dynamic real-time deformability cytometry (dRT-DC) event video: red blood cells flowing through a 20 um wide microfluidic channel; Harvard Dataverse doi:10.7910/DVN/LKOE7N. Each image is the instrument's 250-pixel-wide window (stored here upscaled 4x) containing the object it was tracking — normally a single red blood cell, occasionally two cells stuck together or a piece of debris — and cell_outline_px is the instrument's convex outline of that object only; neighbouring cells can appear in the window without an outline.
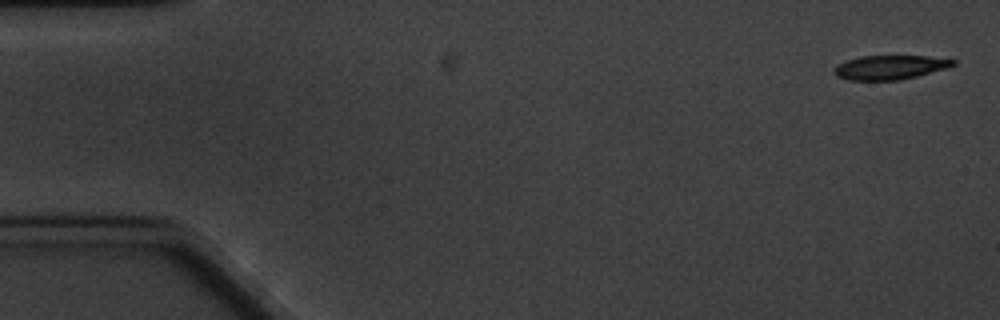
{"species": "common noctule bat (a hibernating species)", "species_latin": "Nyctalus noctula", "temperature_condition": "cold", "stored_images_in_passage": 8, "camera_frame_rate_fps": 3000, "um_per_image_px": 0.085, "animal": {"sex": "male", "body_mass_g": 20.1, "forearm_length_mm": 53.5}, "frame": {"image": 1, "passage_image": 1, "time_ms": 0.0, "image_size_px": [1000, 320], "cell_outline_px": [[956, 64], [948, 68], [900, 80], [848, 80], [836, 76], [832, 72], [840, 64], [848, 60], [860, 56], [928, 56], [956, 60]], "centroid_in_image_um": [75.67, 5.72], "position_along_channel_um": 9.3, "area_um2": 16.65}}